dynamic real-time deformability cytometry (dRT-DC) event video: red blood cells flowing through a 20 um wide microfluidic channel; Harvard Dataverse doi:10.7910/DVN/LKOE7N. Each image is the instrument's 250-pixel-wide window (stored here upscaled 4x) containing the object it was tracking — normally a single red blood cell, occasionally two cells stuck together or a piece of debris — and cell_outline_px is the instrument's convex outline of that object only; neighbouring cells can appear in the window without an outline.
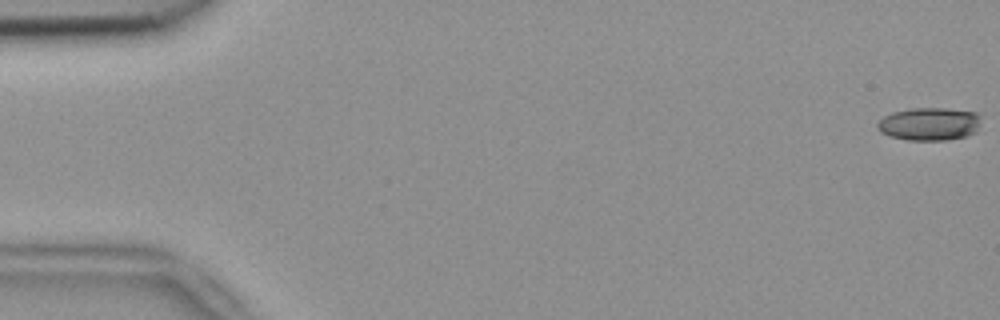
{"species": "common noctule bat (a hibernating species)", "species_latin": "Nyctalus noctula", "temperature_condition": "room temperature", "stored_images_in_passage": 54, "camera_frame_rate_fps": 3000, "um_per_image_px": 0.085, "animal": {"sex": "female", "body_mass_g": 18.4}, "frame": {"image": 1, "passage_image": 1, "time_ms": 0.0, "image_size_px": [1000, 320], "cell_outline_px": [[980, 116], [976, 132], [968, 136], [944, 140], [908, 140], [888, 136], [880, 132], [876, 128], [876, 124], [884, 116], [892, 112], [908, 108], [948, 108], [976, 112]], "centroid_in_image_um": [78.97, 10.53], "position_along_channel_um": 6.0, "area_um2": 20.11}}
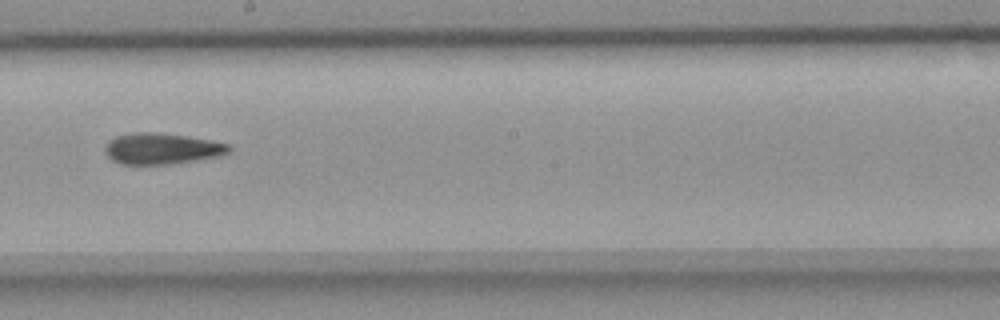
{"frame": {"image": 2, "passage_image": 31, "time_ms": 10.0, "image_size_px": [1000, 320], "cell_outline_px": [[232, 148], [228, 152], [220, 156], [172, 164], [120, 164], [112, 160], [104, 152], [104, 148], [108, 140], [116, 136], [136, 132], [156, 132], [188, 136], [212, 140], [228, 144]], "centroid_in_image_um": [13.74, 12.63], "position_along_channel_um": 234.5, "area_um2": 22.6}}
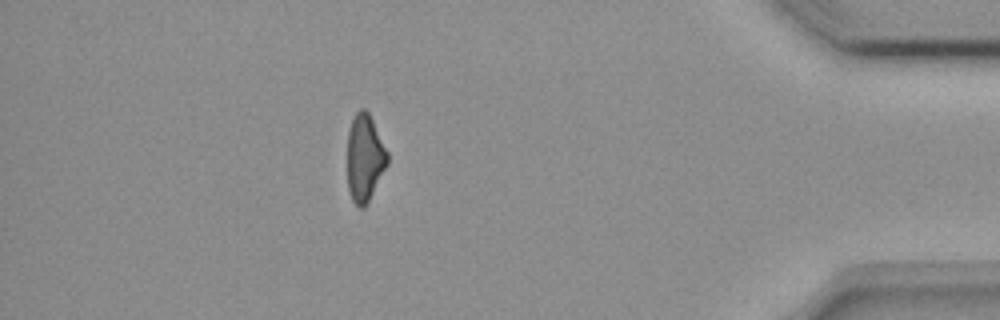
{"frame": {"image": 3, "passage_image": 48, "time_ms": 15.667, "image_size_px": [1000, 320], "cell_outline_px": [[388, 164], [368, 204], [364, 208], [360, 208], [352, 200], [348, 188], [348, 132], [352, 120], [356, 112], [360, 108], [364, 108], [368, 112], [388, 152]], "centroid_in_image_um": [31.01, 13.46], "position_along_channel_um": 404.2, "area_um2": 20.4}}